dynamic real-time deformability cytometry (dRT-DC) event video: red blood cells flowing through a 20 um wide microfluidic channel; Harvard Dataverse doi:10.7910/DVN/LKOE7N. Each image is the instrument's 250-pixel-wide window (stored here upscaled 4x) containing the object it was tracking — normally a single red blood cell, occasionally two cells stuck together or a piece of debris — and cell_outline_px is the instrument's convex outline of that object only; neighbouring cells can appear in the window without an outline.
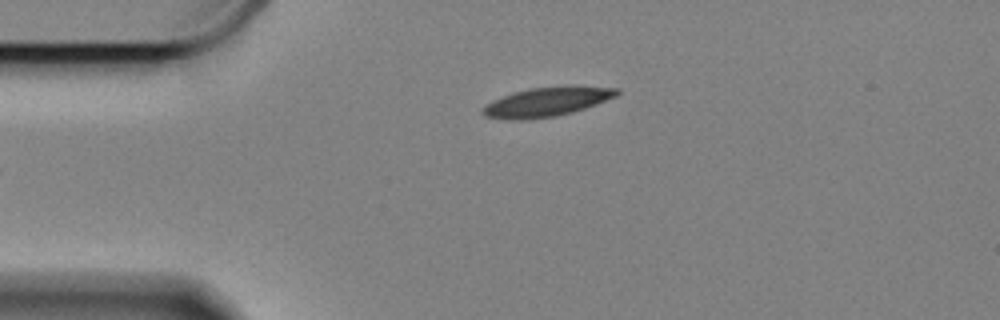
{"species": "Egyptian fruit bat (a non-hibernating species)", "species_latin": "Rousettus aegyptiacus", "temperature_condition": "cold", "stored_images_in_passage": 42, "camera_frame_rate_fps": 3000, "um_per_image_px": 0.085, "animal": {"sex": "female"}, "frame": {"image": 1, "passage_image": 1, "time_ms": 0.0, "image_size_px": [1000, 320], "cell_outline_px": [[620, 92], [616, 96], [596, 104], [572, 112], [556, 116], [528, 120], [508, 120], [484, 116], [480, 112], [480, 108], [492, 100], [512, 92], [528, 88], [568, 84], [576, 84], [620, 88]], "centroid_in_image_um": [46.47, 8.63], "position_along_channel_um": 38.5, "area_um2": 23.7}}
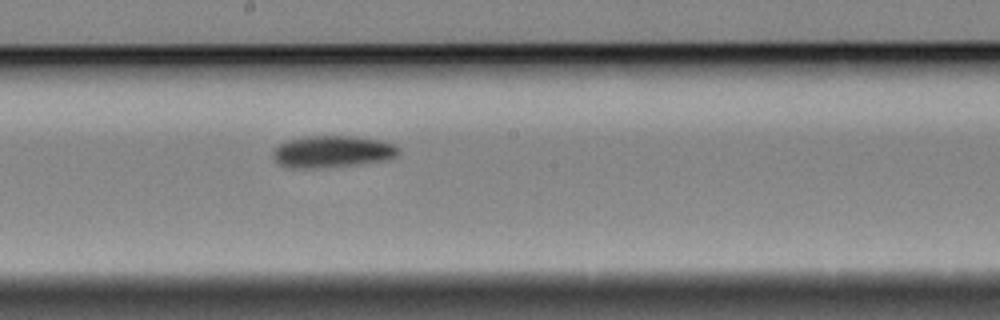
{"frame": {"image": 2, "passage_image": 20, "time_ms": 6.333, "image_size_px": [1000, 320], "cell_outline_px": [[400, 152], [392, 160], [360, 164], [312, 168], [292, 168], [280, 164], [272, 156], [272, 152], [280, 144], [288, 140], [304, 136], [352, 136], [380, 140], [392, 144], [400, 148]], "centroid_in_image_um": [28.29, 12.89], "position_along_channel_um": 219.9, "area_um2": 23.41}}
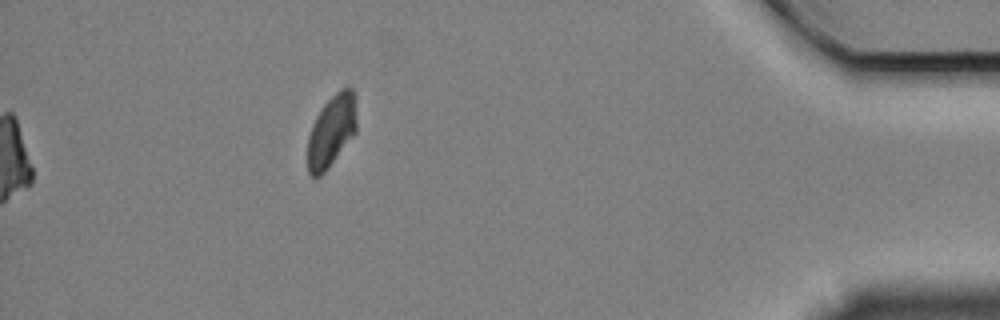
{"frame": {"image": 3, "passage_image": 42, "time_ms": 13.667, "image_size_px": [1000, 320], "cell_outline_px": [[356, 132], [328, 168], [320, 176], [312, 176], [308, 172], [308, 136], [312, 124], [320, 108], [340, 88], [352, 88], [356, 96]], "centroid_in_image_um": [28.19, 11.1], "position_along_channel_um": 407.0, "area_um2": 20.58}, "authors_computed_cell_mechanics": {"area_um2": 23.0333, "velocity_mm_per_s": 3.2767, "shape_relaxation_time_tau1_ms": 7.0638, "shape_relaxation_time_tau2_ms": null, "deformation_change_tau1": 0.1399, "deformation_change_tau2": null}}